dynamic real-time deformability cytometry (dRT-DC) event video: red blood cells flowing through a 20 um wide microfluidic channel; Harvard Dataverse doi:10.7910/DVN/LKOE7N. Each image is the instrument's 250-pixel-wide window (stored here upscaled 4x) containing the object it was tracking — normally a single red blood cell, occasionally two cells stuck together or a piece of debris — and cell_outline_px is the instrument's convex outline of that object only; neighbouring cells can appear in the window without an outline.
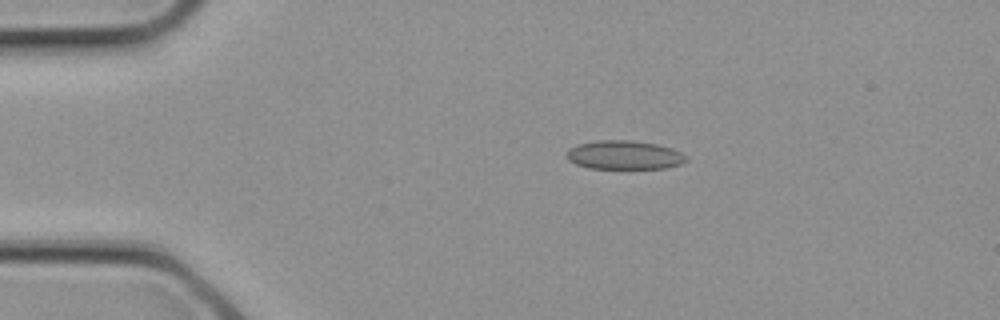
{"species": "common noctule bat (a hibernating species)", "species_latin": "Nyctalus noctula", "temperature_condition": "cold", "stored_images_in_passage": 2, "camera_frame_rate_fps": 3000, "um_per_image_px": 0.085, "animal": {"sex": "female", "body_mass_g": 21.9}, "frame": {"image": 1, "passage_image": 2, "time_ms": 0.333, "image_size_px": [1000, 320], "cell_outline_px": [[688, 160], [680, 164], [664, 168], [588, 168], [576, 164], [568, 160], [568, 148], [576, 144], [596, 140], [632, 140], [660, 144], [672, 148], [688, 156]], "centroid_in_image_um": [53.08, 13.16], "position_along_channel_um": 31.9, "area_um2": 20.23}}